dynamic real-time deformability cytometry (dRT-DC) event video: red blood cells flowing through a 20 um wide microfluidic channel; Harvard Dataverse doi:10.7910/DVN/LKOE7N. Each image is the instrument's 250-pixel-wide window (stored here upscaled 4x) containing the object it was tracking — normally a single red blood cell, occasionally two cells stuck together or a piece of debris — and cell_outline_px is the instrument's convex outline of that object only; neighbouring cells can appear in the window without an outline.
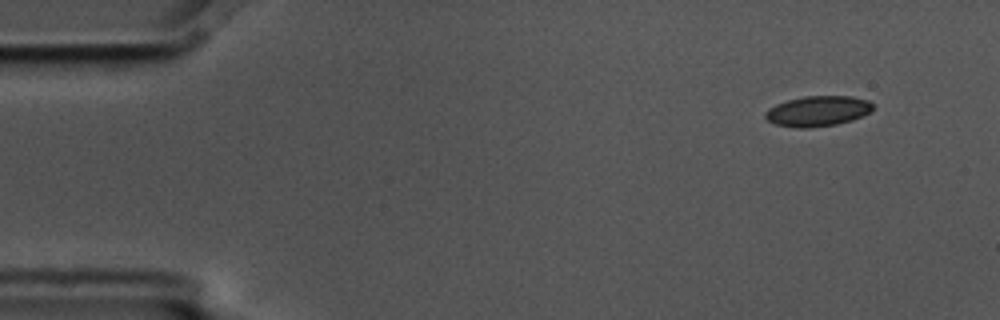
{"species": "common noctule bat (a hibernating species)", "species_latin": "Nyctalus noctula", "temperature_condition": "cold", "stored_images_in_passage": 4, "camera_frame_rate_fps": 3000, "um_per_image_px": 0.085, "animal": {"sex": "male", "body_mass_g": 17.5, "forearm_length_mm": 52.3}, "frame": {"image": 1, "passage_image": 1, "time_ms": 0.0, "image_size_px": [1000, 320], "cell_outline_px": [[872, 108], [868, 112], [852, 120], [836, 124], [808, 128], [796, 128], [776, 124], [768, 120], [764, 116], [764, 112], [768, 108], [776, 104], [788, 100], [804, 96], [852, 96], [868, 100], [872, 104]], "centroid_in_image_um": [69.47, 9.44], "position_along_channel_um": 15.5, "area_um2": 18.9}}
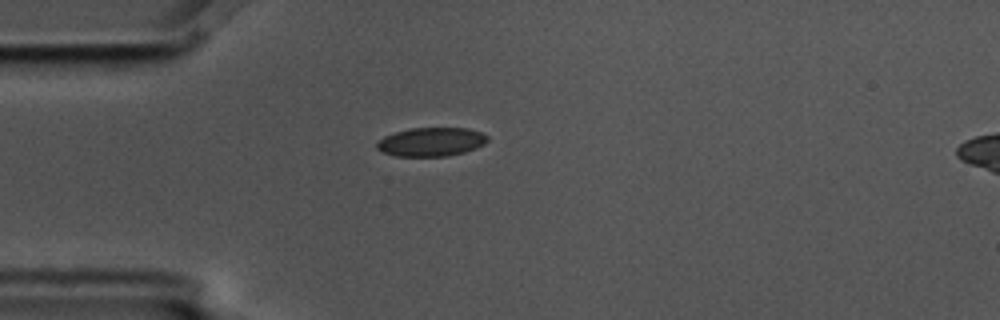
{"frame": {"image": 2, "passage_image": 4, "time_ms": 1.0, "image_size_px": [1000, 320], "cell_outline_px": [[488, 140], [484, 144], [476, 148], [464, 152], [448, 156], [396, 156], [384, 152], [376, 148], [376, 144], [384, 136], [396, 132], [412, 128], [468, 128], [480, 132], [488, 136]], "centroid_in_image_um": [36.67, 12.06], "position_along_channel_um": 48.3, "area_um2": 18.44}}